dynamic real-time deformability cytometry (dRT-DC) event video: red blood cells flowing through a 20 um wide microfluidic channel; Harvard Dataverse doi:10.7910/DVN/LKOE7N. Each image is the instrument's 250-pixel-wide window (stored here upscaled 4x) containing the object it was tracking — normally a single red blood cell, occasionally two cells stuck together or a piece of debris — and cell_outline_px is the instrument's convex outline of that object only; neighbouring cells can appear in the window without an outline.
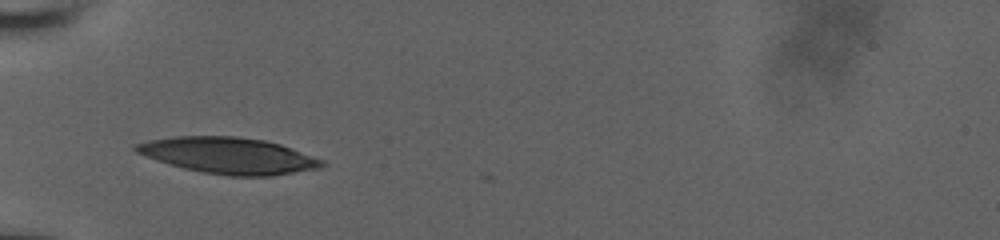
{"species": "human", "species_latin": "Homo sapiens", "temperature_condition": "room temperature", "stored_images_in_passage": 6, "camera_frame_rate_fps": 3000, "um_per_image_px": 0.085, "donor": {"sex": "male"}, "frame": {"image": 1, "passage_image": 1, "time_ms": 0.0, "image_size_px": [1000, 240], "cell_outline_px": [[328, 164], [320, 168], [272, 176], [228, 176], [204, 172], [184, 168], [136, 152], [132, 148], [132, 144], [148, 140], [172, 136], [236, 136], [264, 140], [280, 144], [324, 160]], "centroid_in_image_um": [19.45, 13.21], "position_along_channel_um": 65.5, "area_um2": 39.19}}
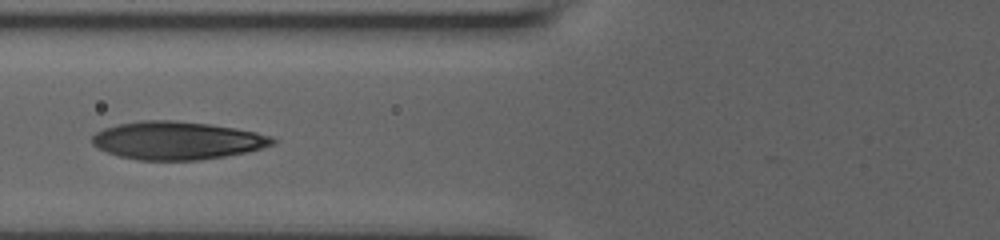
{"frame": {"image": 2, "passage_image": 3, "time_ms": 1.333, "image_size_px": [1000, 240], "cell_outline_px": [[276, 144], [244, 152], [224, 156], [200, 160], [136, 160], [120, 156], [96, 148], [92, 144], [92, 136], [96, 132], [104, 128], [116, 124], [140, 120], [172, 120], [208, 124], [256, 132], [272, 136], [276, 140]], "centroid_in_image_um": [15.01, 11.94], "position_along_channel_um": 110.8, "area_um2": 39.88}}
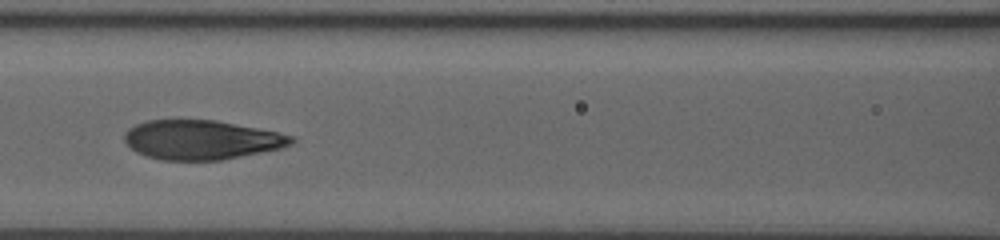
{"frame": {"image": 3, "passage_image": 5, "time_ms": 2.333, "image_size_px": [1000, 240], "cell_outline_px": [[296, 140], [292, 144], [280, 148], [224, 160], [160, 160], [136, 152], [124, 140], [124, 132], [128, 128], [144, 120], [216, 120], [296, 136]], "centroid_in_image_um": [17.11, 11.88], "position_along_channel_um": 149.5, "area_um2": 38.26}}